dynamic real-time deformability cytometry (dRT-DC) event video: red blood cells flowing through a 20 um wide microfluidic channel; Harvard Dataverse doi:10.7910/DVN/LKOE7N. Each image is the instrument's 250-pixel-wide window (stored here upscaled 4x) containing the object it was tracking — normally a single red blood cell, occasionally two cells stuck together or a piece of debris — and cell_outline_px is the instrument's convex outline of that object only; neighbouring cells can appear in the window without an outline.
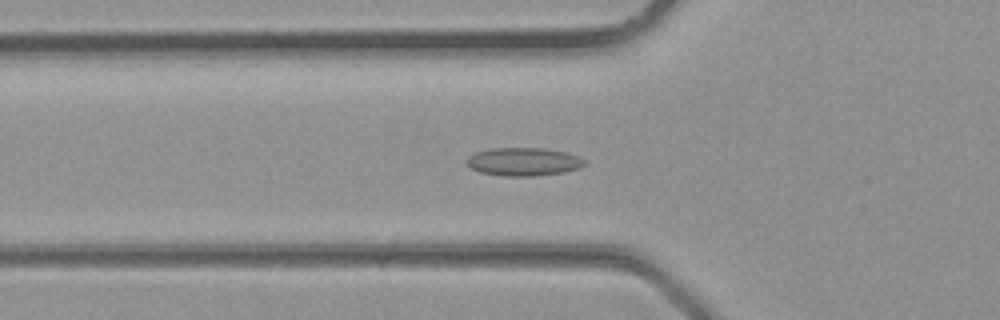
{"species": "common noctule bat (a hibernating species)", "species_latin": "Nyctalus noctula", "temperature_condition": "room temperature", "stored_images_in_passage": 36, "camera_frame_rate_fps": 3000, "um_per_image_px": 0.085, "animal": {"sex": "male", "body_mass_g": 23.1, "forearm_length_mm": 52.7}, "frame": {"image": 1, "passage_image": 13, "time_ms": 4.0, "image_size_px": [1000, 320], "cell_outline_px": [[584, 164], [580, 168], [560, 172], [532, 176], [504, 176], [480, 172], [472, 168], [464, 160], [468, 156], [476, 152], [488, 148], [544, 148], [564, 152], [580, 156], [584, 160]], "centroid_in_image_um": [44.46, 13.73], "position_along_channel_um": 81.3, "area_um2": 19.25}}
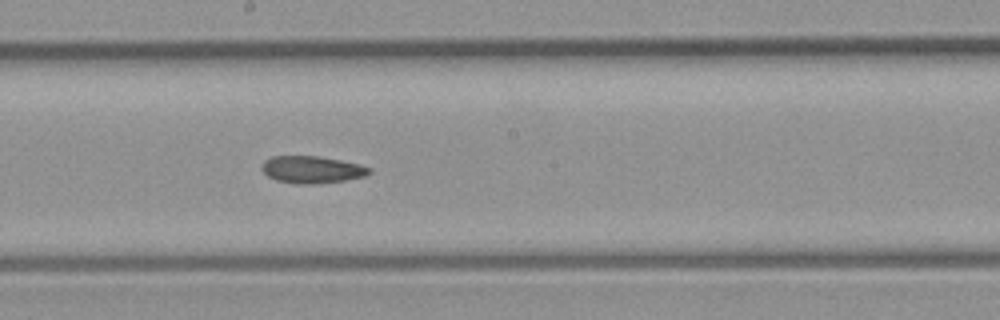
{"frame": {"image": 2, "passage_image": 20, "time_ms": 6.333, "image_size_px": [1000, 320], "cell_outline_px": [[372, 172], [364, 176], [344, 180], [312, 184], [300, 184], [276, 180], [268, 176], [260, 168], [264, 160], [272, 156], [320, 156], [360, 164], [372, 168]], "centroid_in_image_um": [26.51, 14.4], "position_along_channel_um": 221.7, "area_um2": 16.99}}
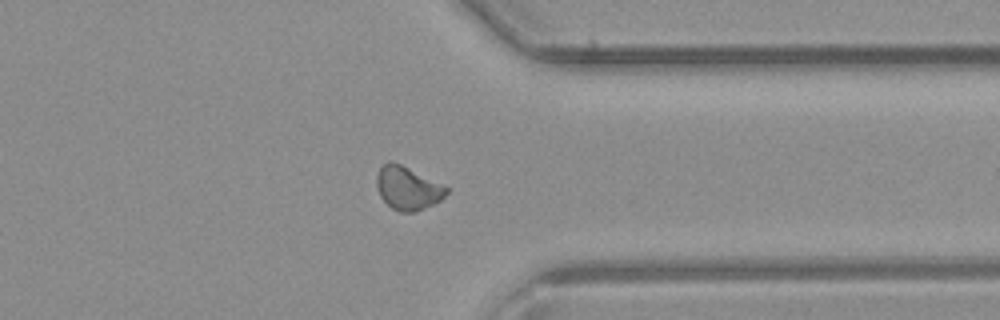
{"frame": {"image": 3, "passage_image": 28, "time_ms": 9.0, "image_size_px": [1000, 320], "cell_outline_px": [[448, 192], [440, 200], [424, 208], [412, 212], [400, 212], [392, 208], [380, 196], [376, 184], [376, 176], [380, 168], [388, 160], [392, 160], [448, 188]], "centroid_in_image_um": [34.61, 15.99], "position_along_channel_um": 376.8, "area_um2": 17.17}}